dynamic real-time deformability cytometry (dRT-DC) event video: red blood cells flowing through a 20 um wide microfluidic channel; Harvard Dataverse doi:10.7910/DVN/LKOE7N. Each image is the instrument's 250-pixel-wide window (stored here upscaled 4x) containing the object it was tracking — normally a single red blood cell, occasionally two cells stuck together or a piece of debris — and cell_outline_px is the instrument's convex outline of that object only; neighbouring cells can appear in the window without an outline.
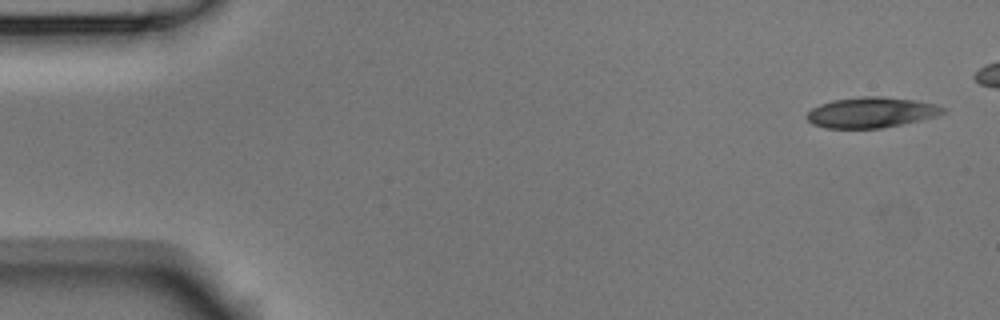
{"species": "Egyptian fruit bat (a non-hibernating species)", "species_latin": "Rousettus aegyptiacus", "temperature_condition": "room temperature", "stored_images_in_passage": 6, "camera_frame_rate_fps": 3000, "um_per_image_px": 0.085, "animal": {"sex": "male"}, "frame": {"image": 1, "passage_image": 1, "time_ms": 0.0, "image_size_px": [1000, 320], "cell_outline_px": [[948, 108], [944, 112], [936, 116], [920, 120], [880, 128], [824, 128], [812, 124], [804, 116], [812, 108], [820, 104], [832, 100], [860, 96], [880, 96], [916, 100], [936, 104]], "centroid_in_image_um": [74.04, 9.55], "position_along_channel_um": 11.0, "area_um2": 24.33}}
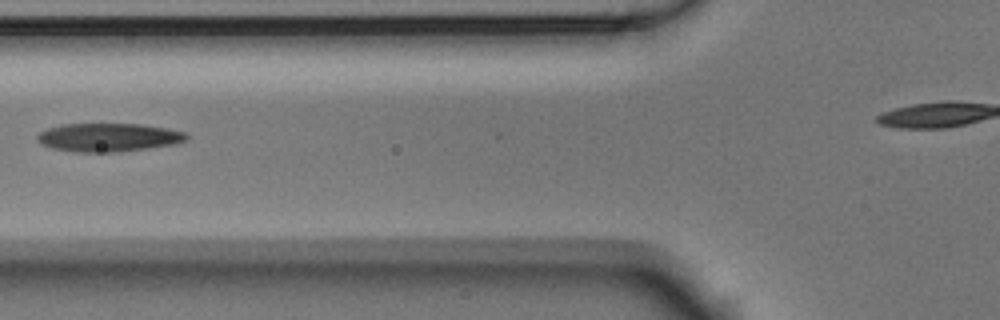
{"frame": {"image": 2, "passage_image": 5, "time_ms": 1.333, "image_size_px": [1000, 320], "cell_outline_px": [[188, 140], [176, 144], [148, 148], [112, 152], [76, 152], [52, 148], [40, 144], [36, 136], [40, 132], [48, 128], [60, 124], [140, 124], [168, 128], [188, 132]], "centroid_in_image_um": [9.25, 11.67], "position_along_channel_um": 116.6, "area_um2": 24.85}}
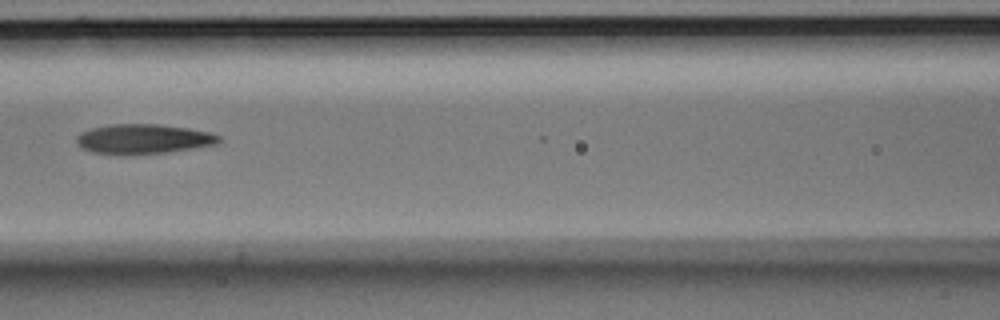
{"frame": {"image": 3, "passage_image": 6, "time_ms": 1.667, "image_size_px": [1000, 320], "cell_outline_px": [[220, 140], [216, 144], [172, 152], [132, 156], [92, 152], [80, 148], [76, 144], [76, 136], [80, 132], [92, 128], [112, 124], [156, 124], [188, 128], [208, 132], [220, 136]], "centroid_in_image_um": [12.13, 11.84], "position_along_channel_um": 154.5, "area_um2": 25.09}}